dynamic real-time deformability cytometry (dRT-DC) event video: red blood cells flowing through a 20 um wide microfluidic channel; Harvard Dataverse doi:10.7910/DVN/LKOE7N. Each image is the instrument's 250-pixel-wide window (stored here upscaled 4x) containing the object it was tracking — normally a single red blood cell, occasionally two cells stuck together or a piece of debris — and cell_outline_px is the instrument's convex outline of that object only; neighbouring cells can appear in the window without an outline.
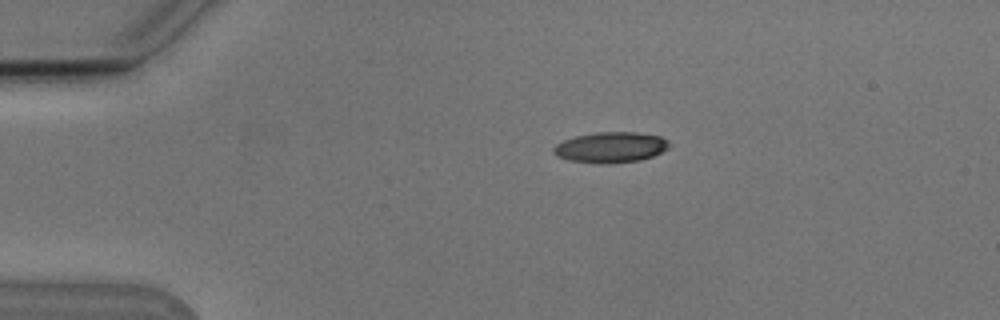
{"species": "Egyptian fruit bat (a non-hibernating species)", "species_latin": "Rousettus aegyptiacus", "temperature_condition": "cold", "stored_images_in_passage": 44, "camera_frame_rate_fps": 3000, "um_per_image_px": 0.085, "animal": {"sex": "male"}, "frame": {"image": 1, "passage_image": 1, "time_ms": 0.0, "image_size_px": [1000, 320], "cell_outline_px": [[668, 148], [652, 156], [640, 160], [604, 164], [600, 164], [568, 160], [556, 156], [552, 152], [552, 148], [556, 144], [564, 140], [576, 136], [596, 132], [636, 132], [660, 136], [668, 140]], "centroid_in_image_um": [51.87, 12.52], "position_along_channel_um": 33.1, "area_um2": 20.63}}
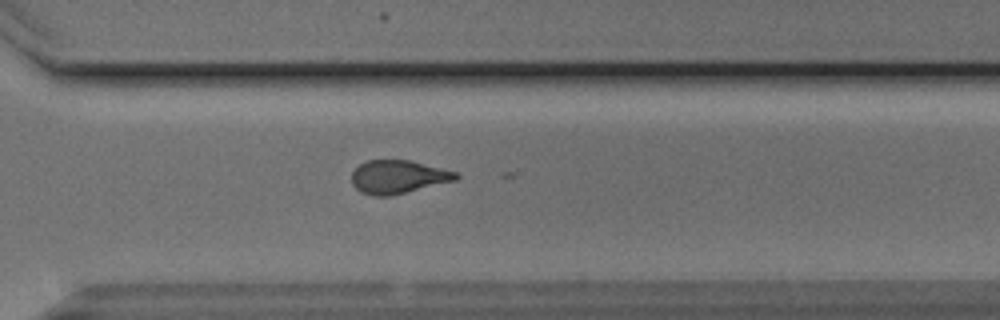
{"frame": {"image": 2, "passage_image": 29, "time_ms": 9.333, "image_size_px": [1000, 320], "cell_outline_px": [[460, 176], [456, 180], [388, 196], [372, 196], [360, 192], [352, 184], [352, 172], [360, 164], [368, 160], [412, 160], [456, 172]], "centroid_in_image_um": [33.82, 15.03], "position_along_channel_um": 336.8, "area_um2": 20.11}}
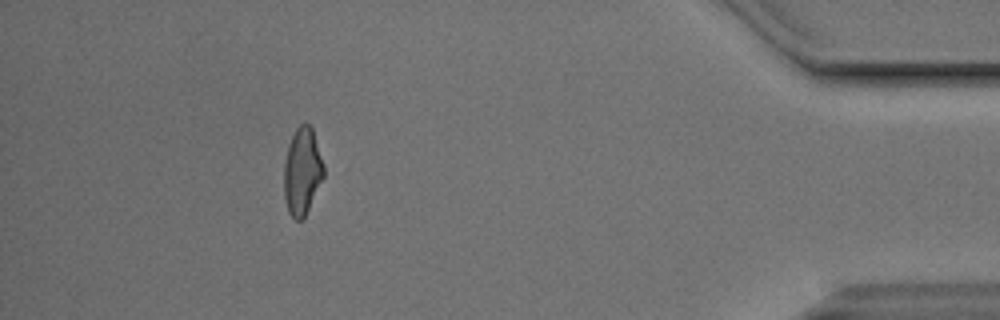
{"frame": {"image": 3, "passage_image": 39, "time_ms": 12.667, "image_size_px": [1000, 320], "cell_outline_px": [[324, 176], [304, 216], [300, 220], [296, 220], [288, 212], [284, 196], [284, 164], [288, 144], [296, 128], [300, 124], [308, 124], [312, 128], [324, 164]], "centroid_in_image_um": [25.68, 14.54], "position_along_channel_um": 409.5, "area_um2": 19.94}}